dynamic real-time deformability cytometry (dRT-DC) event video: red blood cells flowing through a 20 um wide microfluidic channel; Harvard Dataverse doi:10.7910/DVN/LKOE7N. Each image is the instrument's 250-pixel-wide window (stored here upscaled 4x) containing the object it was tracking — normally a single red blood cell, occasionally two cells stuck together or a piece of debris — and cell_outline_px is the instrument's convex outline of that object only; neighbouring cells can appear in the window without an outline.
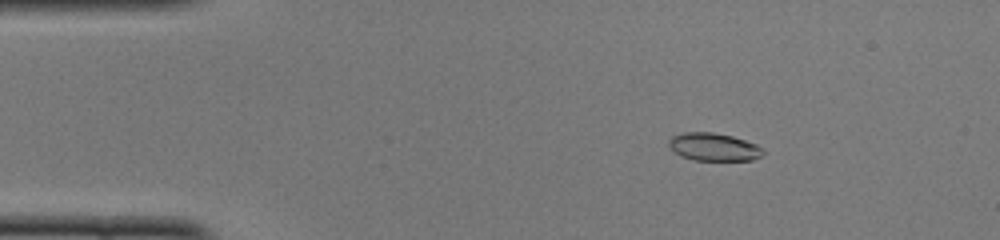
{"species": "common noctule bat (a hibernating species)", "species_latin": "Nyctalus noctula", "temperature_condition": "cold", "stored_images_in_passage": 51, "camera_frame_rate_fps": 3000, "um_per_image_px": 0.085, "animal": {"sex": "female", "body_mass_g": 22.0, "forearm_length_mm": 56.7}, "frame": {"image": 1, "passage_image": 8, "time_ms": 2.333, "image_size_px": [1000, 240], "cell_outline_px": [[764, 152], [760, 156], [752, 160], [692, 160], [680, 156], [668, 148], [668, 140], [672, 136], [684, 132], [712, 132], [732, 136], [756, 144], [764, 148]], "centroid_in_image_um": [60.63, 12.49], "position_along_channel_um": 24.4, "area_um2": 15.43}}
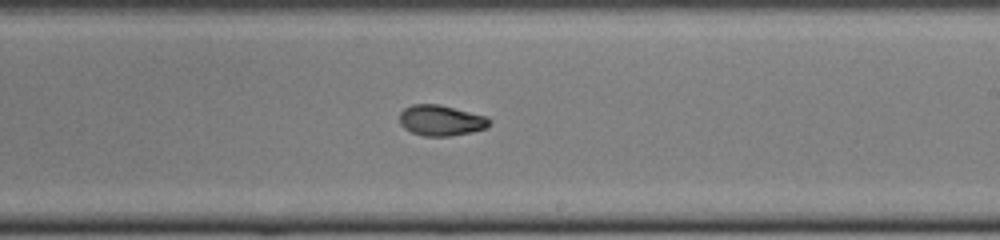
{"frame": {"image": 2, "passage_image": 30, "time_ms": 9.667, "image_size_px": [1000, 240], "cell_outline_px": [[492, 120], [484, 128], [472, 132], [448, 136], [424, 136], [412, 132], [404, 128], [400, 124], [400, 112], [404, 108], [412, 104], [440, 104], [488, 116]], "centroid_in_image_um": [37.48, 10.22], "position_along_channel_um": 251.5, "area_um2": 16.13}}
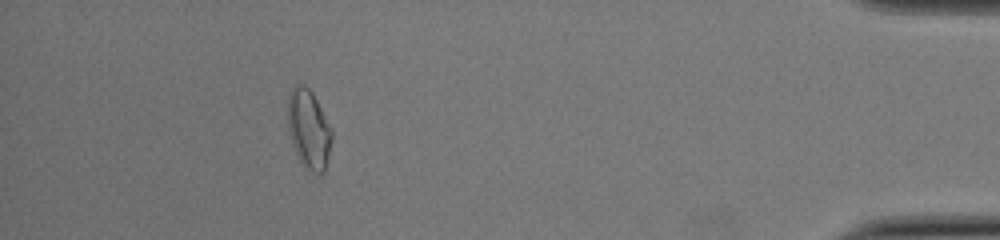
{"frame": {"image": 3, "passage_image": 46, "time_ms": 15.0, "image_size_px": [1000, 240], "cell_outline_px": [[332, 140], [324, 172], [308, 172], [304, 168], [296, 152], [288, 132], [288, 96], [292, 88], [296, 84], [304, 84], [312, 92], [332, 128]], "centroid_in_image_um": [26.24, 10.97], "position_along_channel_um": 409.0, "area_um2": 20.29}, "authors_computed_cell_mechanics": {"area_um2": 16.1262, "velocity_mm_per_s": 3.9878, "shape_relaxation_time_tau1_ms": 3.9655, "shape_relaxation_time_tau2_ms": 2.5558, "deformation_change_tau1": 0.1602, "deformation_change_tau2": 0.0628}}